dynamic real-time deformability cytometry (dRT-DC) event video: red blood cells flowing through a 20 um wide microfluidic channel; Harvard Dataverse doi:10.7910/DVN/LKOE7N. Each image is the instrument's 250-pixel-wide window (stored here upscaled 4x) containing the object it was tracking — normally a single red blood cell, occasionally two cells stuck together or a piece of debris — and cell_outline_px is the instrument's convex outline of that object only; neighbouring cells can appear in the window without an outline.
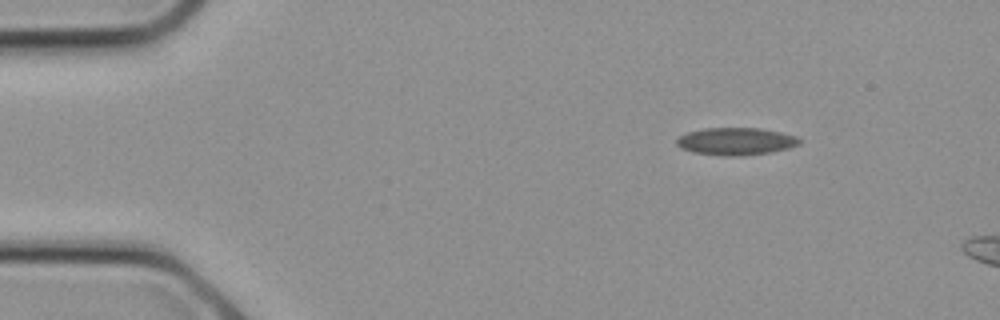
{"species": "common noctule bat (a hibernating species)", "species_latin": "Nyctalus noctula", "temperature_condition": "cold", "stored_images_in_passage": 4, "camera_frame_rate_fps": 3000, "um_per_image_px": 0.085, "animal": {"sex": "female", "body_mass_g": 21.9}, "frame": {"image": 1, "passage_image": 1, "time_ms": 0.0, "image_size_px": [1000, 320], "cell_outline_px": [[800, 144], [788, 148], [772, 152], [740, 156], [724, 156], [692, 152], [680, 148], [676, 144], [676, 140], [680, 136], [688, 132], [704, 128], [760, 128], [780, 132], [796, 136], [800, 140]], "centroid_in_image_um": [62.54, 12.02], "position_along_channel_um": 22.5, "area_um2": 19.65}}